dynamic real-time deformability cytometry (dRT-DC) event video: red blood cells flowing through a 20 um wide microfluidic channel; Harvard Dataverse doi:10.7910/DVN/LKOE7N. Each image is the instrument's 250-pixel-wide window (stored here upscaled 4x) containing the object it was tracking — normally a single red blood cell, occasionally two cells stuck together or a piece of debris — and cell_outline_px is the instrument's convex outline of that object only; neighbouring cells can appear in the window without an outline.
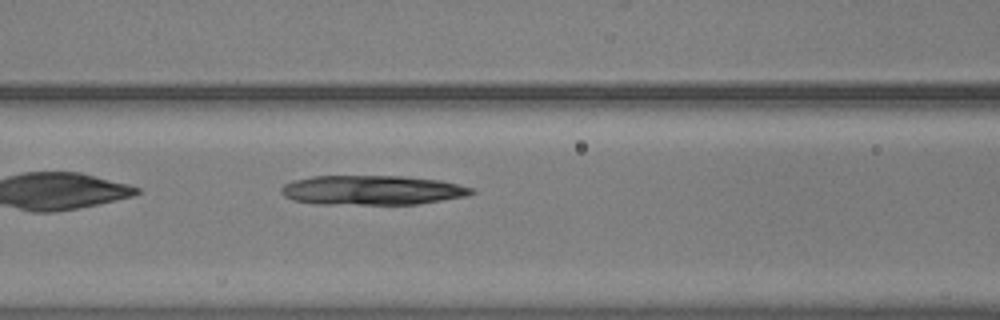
{"species": "common noctule bat (a hibernating species)", "species_latin": "Nyctalus noctula", "temperature_condition": "warm", "stored_images_in_passage": 35, "camera_frame_rate_fps": 3000, "um_per_image_px": 0.085, "animal": {"sex": "male", "body_mass_g": 20.5, "forearm_length_mm": 52.5}, "frame": {"image": 1, "passage_image": 7, "time_ms": 2.0, "image_size_px": [1000, 320], "cell_outline_px": [[476, 192], [468, 196], [416, 204], [316, 204], [292, 200], [284, 196], [280, 192], [280, 188], [284, 184], [292, 180], [312, 176], [404, 176], [440, 180], [472, 188]], "centroid_in_image_um": [31.59, 16.16], "position_along_channel_um": 135.0, "area_um2": 32.89}}
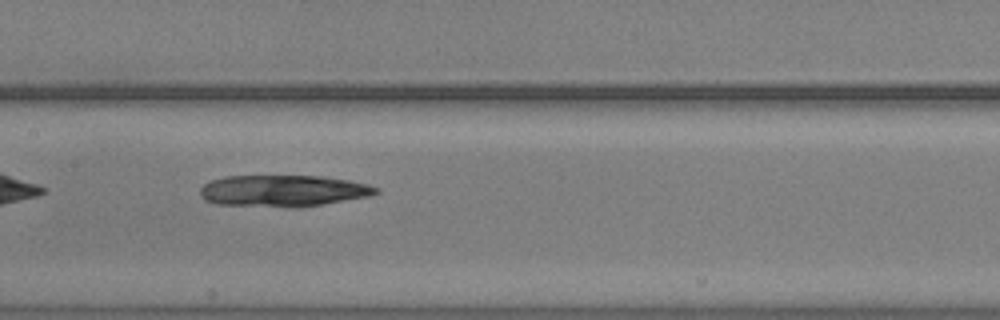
{"frame": {"image": 2, "passage_image": 11, "time_ms": 3.333, "image_size_px": [1000, 320], "cell_outline_px": [[380, 192], [368, 196], [320, 204], [288, 208], [216, 204], [204, 200], [200, 196], [200, 188], [204, 184], [212, 180], [224, 176], [320, 176], [348, 180], [368, 184], [380, 188]], "centroid_in_image_um": [24.02, 16.22], "position_along_channel_um": 183.4, "area_um2": 32.37}}
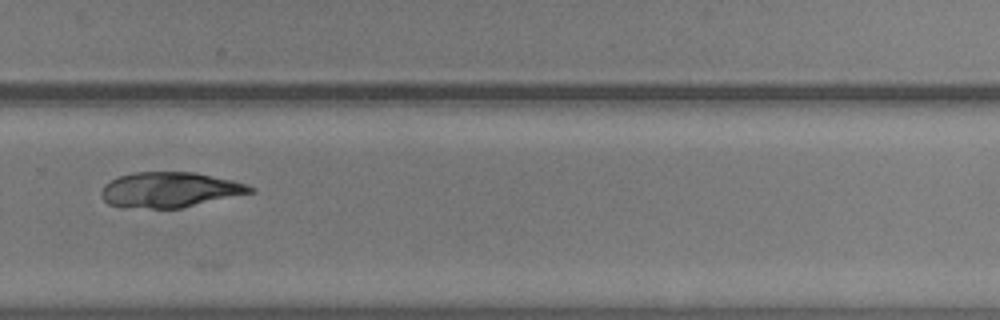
{"frame": {"image": 3, "passage_image": 22, "time_ms": 7.0, "image_size_px": [1000, 320], "cell_outline_px": [[256, 192], [180, 208], [152, 208], [108, 204], [100, 196], [100, 192], [104, 184], [120, 176], [132, 172], [196, 172], [232, 180], [256, 188]], "centroid_in_image_um": [14.46, 16.12], "position_along_channel_um": 315.3, "area_um2": 30.4}}